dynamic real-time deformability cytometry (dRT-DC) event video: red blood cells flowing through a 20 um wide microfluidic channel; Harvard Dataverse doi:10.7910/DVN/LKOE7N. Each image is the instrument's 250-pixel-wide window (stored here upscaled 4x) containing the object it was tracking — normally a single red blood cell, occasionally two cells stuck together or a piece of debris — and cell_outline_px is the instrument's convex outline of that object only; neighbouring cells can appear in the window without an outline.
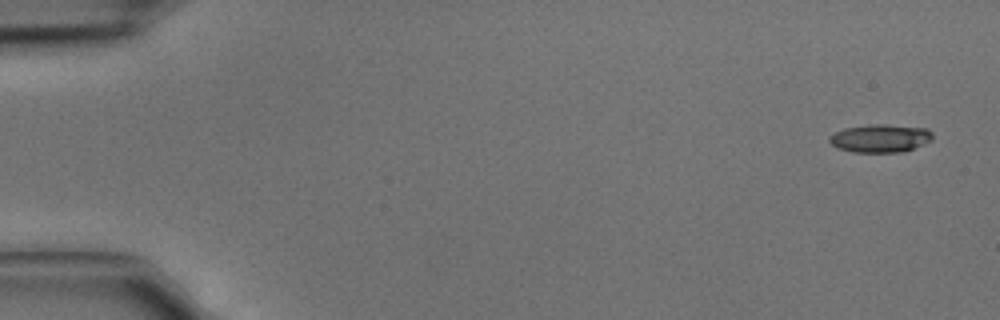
{"species": "common noctule bat (a hibernating species)", "species_latin": "Nyctalus noctula", "temperature_condition": "cold", "stored_images_in_passage": 4, "camera_frame_rate_fps": 3000, "um_per_image_px": 0.085, "animal": {"sex": "male", "body_mass_g": 15.6}, "frame": {"image": 1, "passage_image": 1, "time_ms": 0.0, "image_size_px": [1000, 320], "cell_outline_px": [[932, 140], [924, 144], [900, 152], [852, 152], [836, 148], [828, 140], [828, 136], [844, 128], [872, 124], [884, 124], [928, 128], [932, 132]], "centroid_in_image_um": [74.81, 11.75], "position_along_channel_um": 10.2, "area_um2": 16.94}}
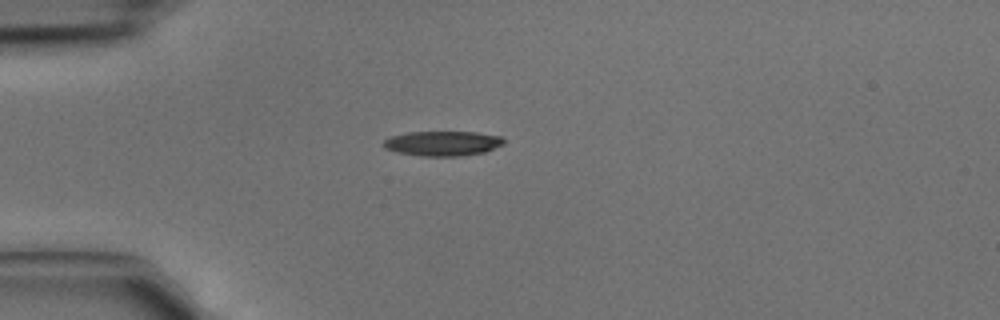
{"frame": {"image": 2, "passage_image": 4, "time_ms": 1.0, "image_size_px": [1000, 320], "cell_outline_px": [[504, 144], [484, 152], [460, 156], [420, 156], [396, 152], [384, 148], [380, 144], [388, 136], [408, 132], [476, 132], [500, 136], [504, 140]], "centroid_in_image_um": [37.56, 12.19], "position_along_channel_um": 47.4, "area_um2": 17.57}}